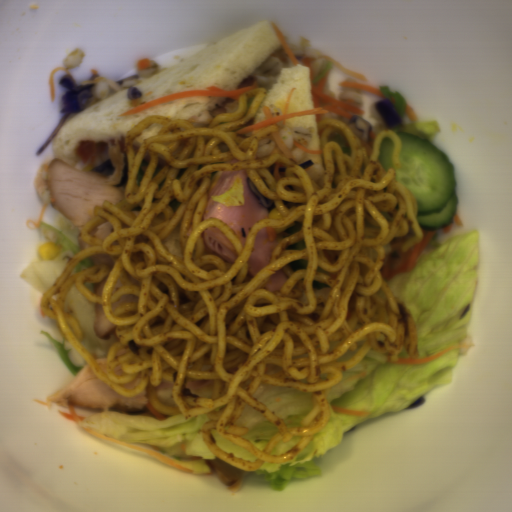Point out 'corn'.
Masks as SVG:
<instances>
[{
    "mask_svg": "<svg viewBox=\"0 0 512 512\" xmlns=\"http://www.w3.org/2000/svg\"><path fill=\"white\" fill-rule=\"evenodd\" d=\"M59 248L57 244L54 242H46L44 244H41L38 248V256L41 261H45L51 258H54L57 253L59 252Z\"/></svg>",
    "mask_w": 512,
    "mask_h": 512,
    "instance_id": "corn-1",
    "label": "corn"
}]
</instances>
